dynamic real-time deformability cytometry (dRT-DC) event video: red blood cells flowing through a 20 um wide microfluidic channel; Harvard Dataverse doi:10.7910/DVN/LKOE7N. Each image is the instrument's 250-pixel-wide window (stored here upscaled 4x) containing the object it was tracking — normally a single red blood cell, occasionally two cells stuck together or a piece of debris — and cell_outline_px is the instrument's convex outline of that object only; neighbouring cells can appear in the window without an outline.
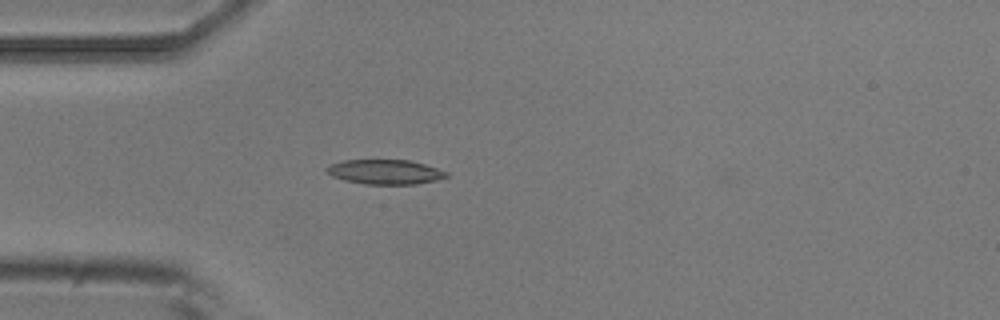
{"species": "common noctule bat (a hibernating species)", "species_latin": "Nyctalus noctula", "temperature_condition": "room temperature", "stored_images_in_passage": 4, "camera_frame_rate_fps": 3000, "um_per_image_px": 0.085, "animal": {"sex": "male", "body_mass_g": 20.5, "forearm_length_mm": 52.5}, "frame": {"image": 1, "passage_image": 4, "time_ms": 1.0, "image_size_px": [1000, 320], "cell_outline_px": [[448, 176], [436, 180], [416, 184], [364, 184], [344, 180], [332, 176], [324, 172], [324, 168], [328, 164], [344, 160], [408, 160], [424, 164], [448, 172]], "centroid_in_image_um": [32.66, 14.61], "position_along_channel_um": 52.3, "area_um2": 17.28}}